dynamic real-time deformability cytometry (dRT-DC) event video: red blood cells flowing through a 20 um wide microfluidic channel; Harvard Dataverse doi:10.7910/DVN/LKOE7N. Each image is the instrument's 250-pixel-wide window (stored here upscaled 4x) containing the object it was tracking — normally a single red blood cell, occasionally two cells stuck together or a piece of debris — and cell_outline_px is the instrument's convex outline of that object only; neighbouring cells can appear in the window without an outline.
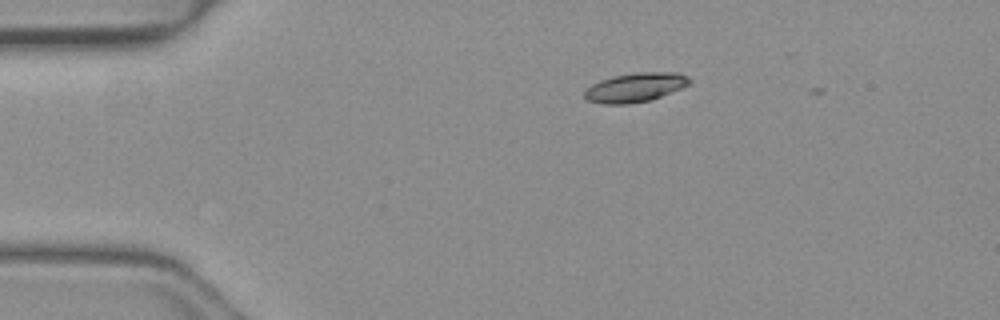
{"species": "common noctule bat (a hibernating species)", "species_latin": "Nyctalus noctula", "temperature_condition": "warm", "stored_images_in_passage": 3, "camera_frame_rate_fps": 3000, "um_per_image_px": 0.085, "animal": {"sex": "female", "body_mass_g": 19.3, "forearm_length_mm": 54.1}, "frame": {"image": 1, "passage_image": 1, "time_ms": 0.0, "image_size_px": [1000, 320], "cell_outline_px": [[692, 80], [688, 84], [680, 88], [652, 100], [628, 104], [604, 104], [588, 100], [584, 96], [584, 92], [592, 84], [600, 80], [612, 76], [636, 72], [680, 72], [688, 76]], "centroid_in_image_um": [54.01, 7.42], "position_along_channel_um": 31.0, "area_um2": 17.86}}